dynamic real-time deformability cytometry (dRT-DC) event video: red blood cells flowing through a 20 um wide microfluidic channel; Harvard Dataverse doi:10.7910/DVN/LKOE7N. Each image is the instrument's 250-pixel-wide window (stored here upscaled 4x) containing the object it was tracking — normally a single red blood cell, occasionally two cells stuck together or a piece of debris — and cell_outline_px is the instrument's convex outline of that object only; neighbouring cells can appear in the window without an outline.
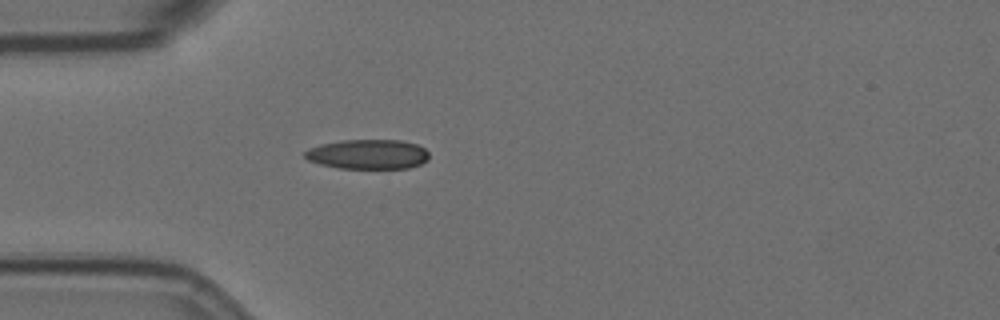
{"species": "Egyptian fruit bat (a non-hibernating species)", "species_latin": "Rousettus aegyptiacus", "temperature_condition": "room temperature", "stored_images_in_passage": 42, "camera_frame_rate_fps": 3000, "um_per_image_px": 0.085, "animal": {"sex": "female"}, "frame": {"image": 1, "passage_image": 1, "time_ms": 0.0, "image_size_px": [1000, 320], "cell_outline_px": [[428, 160], [420, 164], [408, 168], [340, 168], [320, 164], [308, 160], [304, 156], [304, 152], [320, 144], [340, 140], [400, 140], [416, 144], [424, 148], [428, 152]], "centroid_in_image_um": [31.28, 13.11], "position_along_channel_um": 53.7, "area_um2": 21.39}}
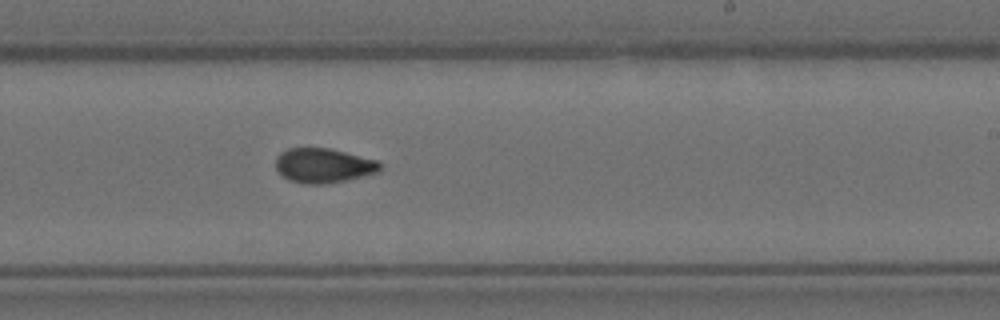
{"frame": {"image": 2, "passage_image": 19, "time_ms": 6.0, "image_size_px": [1000, 320], "cell_outline_px": [[384, 164], [380, 172], [328, 184], [304, 184], [288, 180], [276, 168], [276, 156], [280, 152], [288, 148], [328, 148], [380, 160]], "centroid_in_image_um": [27.54, 14.07], "position_along_channel_um": 261.5, "area_um2": 21.33}}
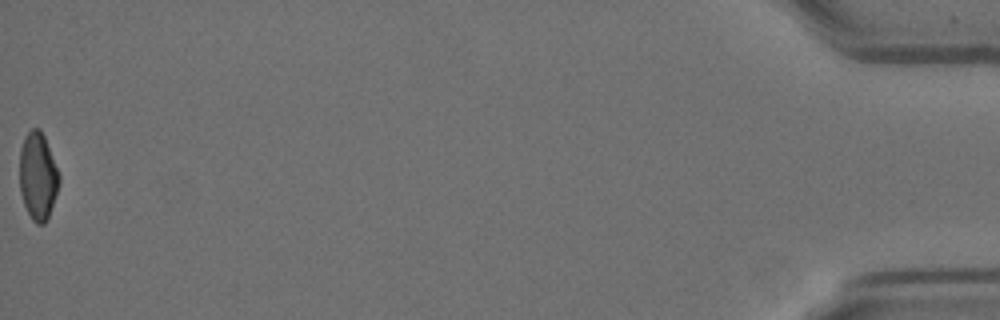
{"frame": {"image": 3, "passage_image": 42, "time_ms": 13.667, "image_size_px": [1000, 320], "cell_outline_px": [[60, 184], [48, 216], [44, 224], [36, 224], [32, 220], [24, 204], [20, 192], [20, 148], [24, 136], [32, 128], [40, 128], [44, 136], [60, 176]], "centroid_in_image_um": [3.21, 14.96], "position_along_channel_um": 432.0, "area_um2": 20.06}, "authors_computed_cell_mechanics": {"area_um2": 21.0103, "velocity_mm_per_s": 3.5681, "shape_relaxation_time_tau1_ms": 7.9751, "shape_relaxation_time_tau2_ms": 2.2786, "deformation_change_tau1": 0.1847, "deformation_change_tau2": 0.073}}